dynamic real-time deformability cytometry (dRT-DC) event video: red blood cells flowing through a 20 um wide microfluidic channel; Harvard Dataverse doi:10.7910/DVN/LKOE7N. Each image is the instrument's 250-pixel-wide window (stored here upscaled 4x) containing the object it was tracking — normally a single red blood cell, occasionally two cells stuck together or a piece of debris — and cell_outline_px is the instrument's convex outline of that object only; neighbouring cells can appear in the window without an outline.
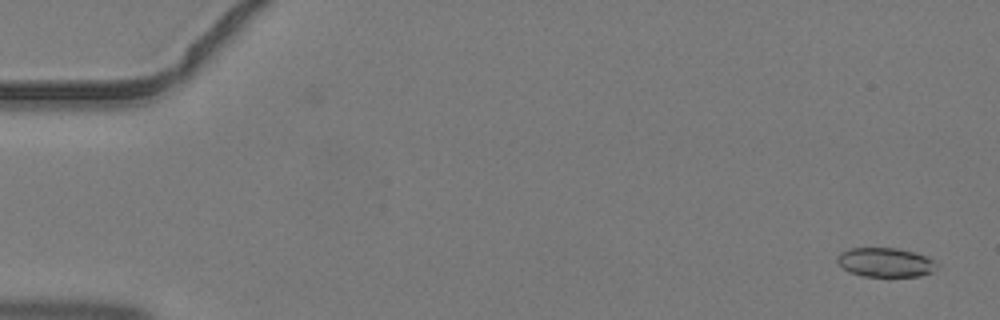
{"species": "common noctule bat (a hibernating species)", "species_latin": "Nyctalus noctula", "temperature_condition": "warm", "stored_images_in_passage": 4, "camera_frame_rate_fps": 3000, "um_per_image_px": 0.085, "animal": {"sex": "male", "body_mass_g": 19.2, "forearm_length_mm": 51.8}, "frame": {"image": 1, "passage_image": 1, "time_ms": 0.0, "image_size_px": [1000, 320], "cell_outline_px": [[940, 264], [932, 272], [920, 276], [864, 276], [848, 272], [836, 260], [836, 256], [840, 252], [848, 248], [896, 248], [928, 256]], "centroid_in_image_um": [75.27, 22.3], "position_along_channel_um": 9.7, "area_um2": 17.05}}
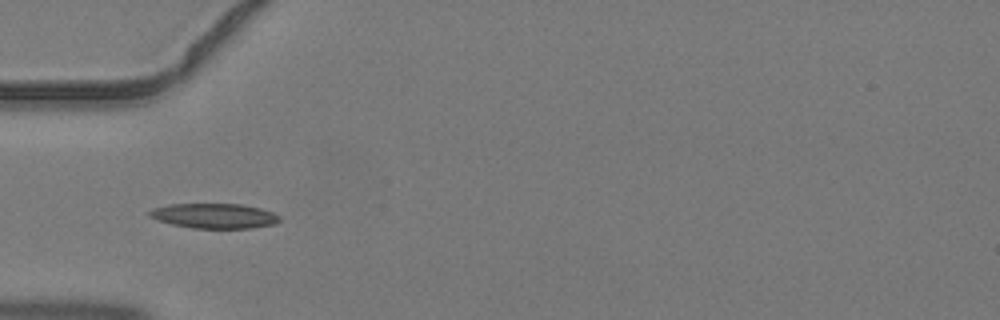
{"frame": {"image": 2, "passage_image": 4, "time_ms": 1.0, "image_size_px": [1000, 320], "cell_outline_px": [[280, 220], [272, 224], [252, 228], [192, 228], [172, 224], [156, 220], [148, 216], [148, 212], [152, 208], [168, 204], [240, 204], [260, 208], [272, 212], [280, 216]], "centroid_in_image_um": [18.17, 18.34], "position_along_channel_um": 66.8, "area_um2": 18.9}}